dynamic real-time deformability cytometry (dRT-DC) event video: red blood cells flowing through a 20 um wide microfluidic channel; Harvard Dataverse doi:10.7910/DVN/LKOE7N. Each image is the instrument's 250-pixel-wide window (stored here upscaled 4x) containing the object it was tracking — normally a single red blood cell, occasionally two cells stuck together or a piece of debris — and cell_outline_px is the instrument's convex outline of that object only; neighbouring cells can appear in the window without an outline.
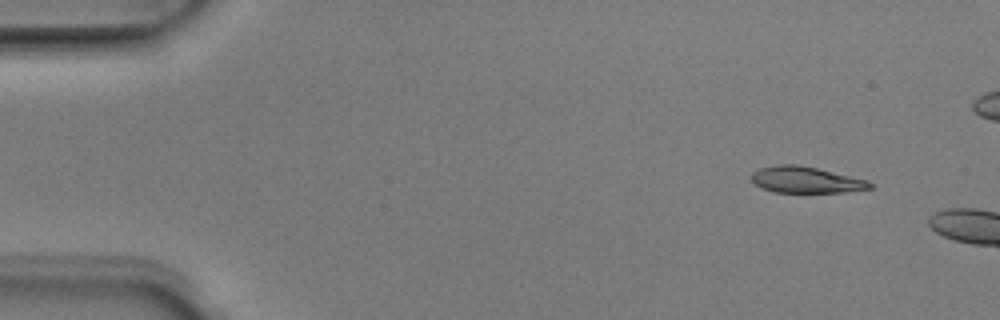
{"species": "Egyptian fruit bat (a non-hibernating species)", "species_latin": "Rousettus aegyptiacus", "temperature_condition": "room temperature", "stored_images_in_passage": 3, "camera_frame_rate_fps": 3000, "um_per_image_px": 0.085, "animal": {"sex": "male"}, "frame": {"image": 1, "passage_image": 2, "time_ms": 0.333, "image_size_px": [1000, 320], "cell_outline_px": [[876, 184], [872, 188], [844, 192], [772, 192], [756, 184], [748, 176], [752, 172], [760, 168], [776, 164], [800, 164], [868, 180]], "centroid_in_image_um": [68.5, 15.27], "position_along_channel_um": 16.5, "area_um2": 18.32}}